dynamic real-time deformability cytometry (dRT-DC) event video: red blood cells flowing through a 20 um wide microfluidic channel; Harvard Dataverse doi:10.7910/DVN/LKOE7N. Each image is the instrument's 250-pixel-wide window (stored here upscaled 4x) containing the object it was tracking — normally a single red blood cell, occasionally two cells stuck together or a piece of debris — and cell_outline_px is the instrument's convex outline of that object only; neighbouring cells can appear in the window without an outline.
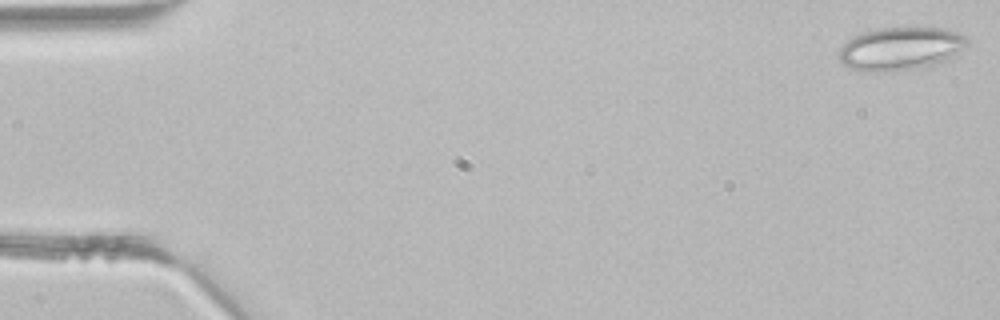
{"species": "common noctule bat (a hibernating species)", "species_latin": "Nyctalus noctula", "temperature_condition": "room temperature", "stored_images_in_passage": 5, "camera_frame_rate_fps": 3000, "um_per_image_px": 0.085, "animal": {"sex": "male", "body_mass_g": 21.5, "forearm_length_mm": 52.0}, "frame": {"image": 1, "passage_image": 1, "time_ms": 0.0, "image_size_px": [1000, 320], "cell_outline_px": [[968, 44], [948, 60], [932, 68], [896, 72], [864, 72], [852, 68], [844, 64], [840, 60], [840, 48], [848, 40], [864, 32], [876, 28], [940, 28], [956, 32], [968, 36]], "centroid_in_image_um": [76.61, 4.18], "position_along_channel_um": 8.4, "area_um2": 32.77}}